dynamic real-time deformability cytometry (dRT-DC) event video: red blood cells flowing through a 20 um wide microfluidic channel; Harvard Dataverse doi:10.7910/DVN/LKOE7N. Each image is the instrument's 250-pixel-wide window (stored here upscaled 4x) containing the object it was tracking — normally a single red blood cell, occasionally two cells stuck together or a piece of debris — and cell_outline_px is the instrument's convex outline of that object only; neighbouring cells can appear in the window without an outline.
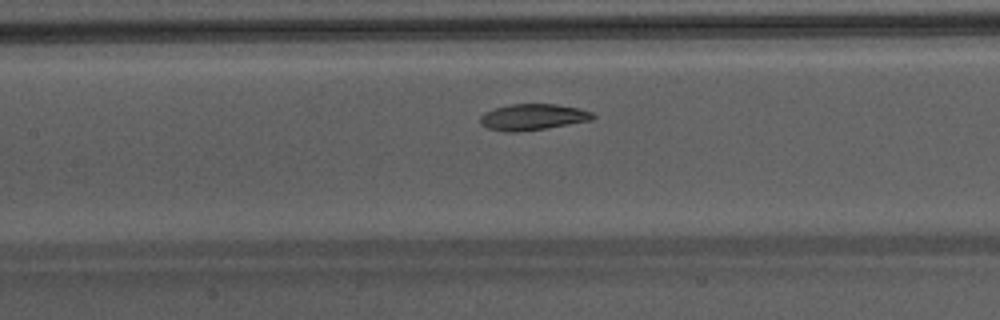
{"species": "Egyptian fruit bat (a non-hibernating species)", "species_latin": "Rousettus aegyptiacus", "temperature_condition": "warm", "stored_images_in_passage": 38, "camera_frame_rate_fps": 3000, "um_per_image_px": 0.085, "animal": {"sex": "male"}, "frame": {"image": 1, "passage_image": 13, "time_ms": 4.0, "image_size_px": [1000, 320], "cell_outline_px": [[596, 116], [592, 120], [544, 128], [512, 132], [504, 132], [488, 128], [480, 124], [480, 116], [484, 112], [496, 108], [512, 104], [556, 104], [580, 108], [592, 112]], "centroid_in_image_um": [45.29, 9.94], "position_along_channel_um": 162.1, "area_um2": 17.05}}
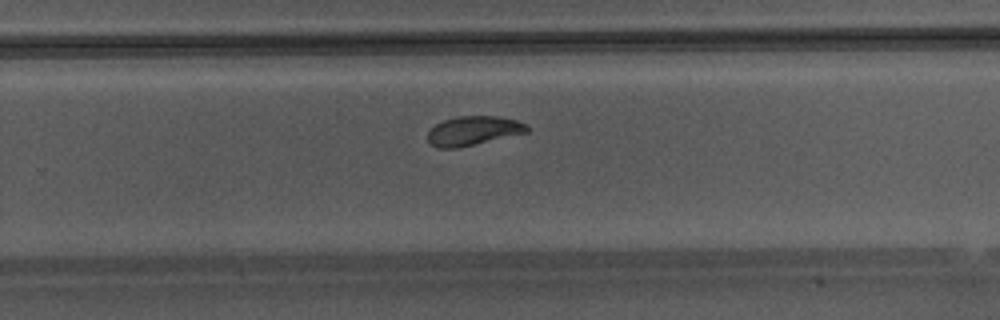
{"frame": {"image": 2, "passage_image": 22, "time_ms": 7.0, "image_size_px": [1000, 320], "cell_outline_px": [[528, 132], [456, 148], [436, 148], [428, 144], [428, 132], [436, 124], [444, 120], [456, 116], [496, 116], [516, 120], [524, 124], [528, 128]], "centroid_in_image_um": [40.17, 11.12], "position_along_channel_um": 289.6, "area_um2": 16.7}}
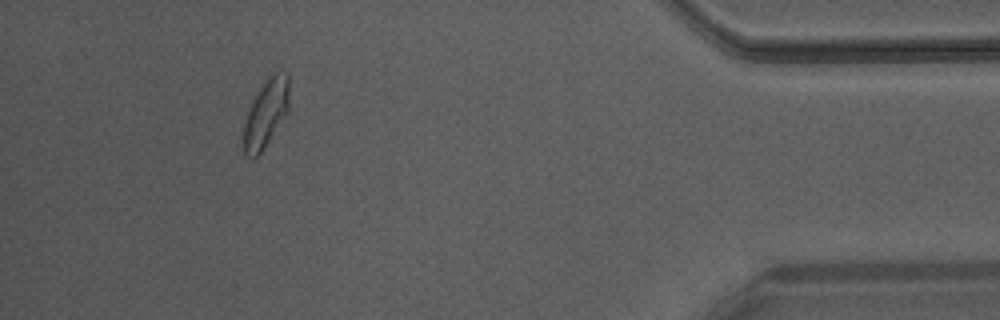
{"frame": {"image": 3, "passage_image": 34, "time_ms": 11.0, "image_size_px": [1000, 320], "cell_outline_px": [[288, 112], [260, 152], [252, 160], [244, 156], [244, 124], [252, 100], [272, 72], [288, 72]], "centroid_in_image_um": [22.6, 9.63], "position_along_channel_um": 412.6, "area_um2": 17.63}, "authors_computed_cell_mechanics": {"area_um2": 17.7735, "velocity_mm_per_s": 4.2617, "shape_relaxation_time_tau1_ms": 4.182, "shape_relaxation_time_tau2_ms": 5.0702, "deformation_change_tau1": 0.1473, "deformation_change_tau2": 0.0458}}